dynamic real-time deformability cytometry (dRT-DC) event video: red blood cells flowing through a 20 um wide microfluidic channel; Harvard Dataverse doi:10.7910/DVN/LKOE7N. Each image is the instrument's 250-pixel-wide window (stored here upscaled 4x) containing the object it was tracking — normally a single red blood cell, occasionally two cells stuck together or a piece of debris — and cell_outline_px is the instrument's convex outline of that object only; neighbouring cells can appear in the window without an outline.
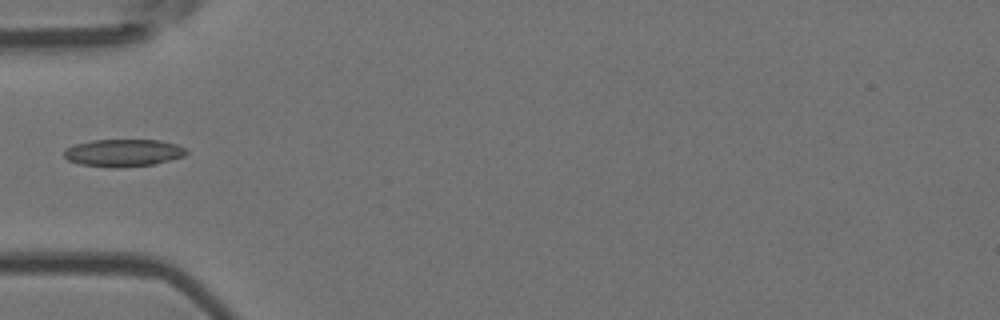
{"species": "Egyptian fruit bat (a non-hibernating species)", "species_latin": "Rousettus aegyptiacus", "temperature_condition": "room temperature", "stored_images_in_passage": 9, "camera_frame_rate_fps": 3000, "um_per_image_px": 0.085, "animal": {"sex": "female"}, "frame": {"image": 1, "passage_image": 1, "time_ms": 0.0, "image_size_px": [1000, 320], "cell_outline_px": [[188, 152], [184, 156], [152, 164], [116, 168], [112, 168], [80, 164], [68, 160], [64, 156], [64, 148], [76, 144], [92, 140], [160, 140], [176, 144], [188, 148]], "centroid_in_image_um": [10.48, 12.98], "position_along_channel_um": 74.5, "area_um2": 19.54}}
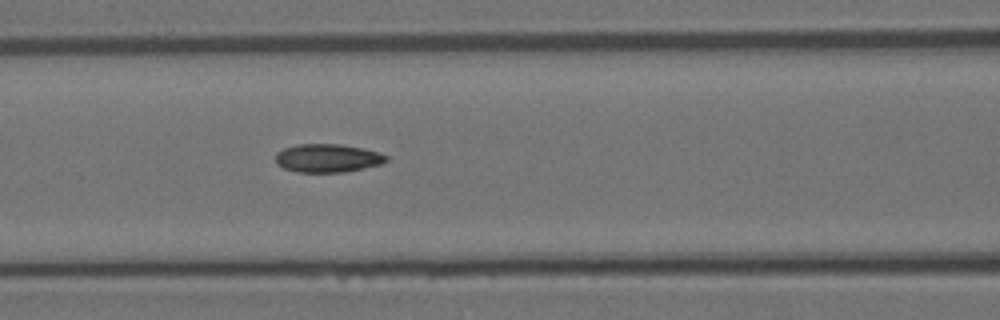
{"frame": {"image": 2, "passage_image": 6, "time_ms": 1.667, "image_size_px": [1000, 320], "cell_outline_px": [[388, 160], [380, 164], [348, 172], [296, 172], [284, 168], [276, 164], [276, 152], [284, 148], [300, 144], [340, 144], [364, 148], [380, 152], [388, 156]], "centroid_in_image_um": [27.86, 13.44], "position_along_channel_um": 138.7, "area_um2": 18.44}}